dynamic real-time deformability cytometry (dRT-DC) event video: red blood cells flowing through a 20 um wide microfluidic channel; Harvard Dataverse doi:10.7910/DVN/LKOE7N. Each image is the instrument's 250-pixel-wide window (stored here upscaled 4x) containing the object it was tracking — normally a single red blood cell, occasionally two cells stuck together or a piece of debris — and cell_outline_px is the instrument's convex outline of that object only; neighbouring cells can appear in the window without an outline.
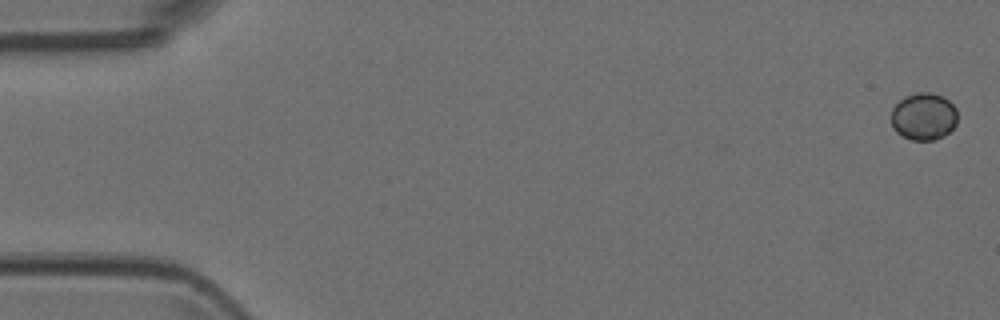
{"species": "Egyptian fruit bat (a non-hibernating species)", "species_latin": "Rousettus aegyptiacus", "temperature_condition": "room temperature", "stored_images_in_passage": 4, "camera_frame_rate_fps": 3000, "um_per_image_px": 0.085, "animal": {"sex": "female"}, "frame": {"image": 1, "passage_image": 1, "time_ms": 0.0, "image_size_px": [1000, 320], "cell_outline_px": [[956, 124], [944, 136], [936, 140], [912, 140], [896, 132], [892, 128], [892, 108], [904, 96], [916, 92], [932, 92], [944, 96], [956, 108]], "centroid_in_image_um": [78.51, 9.89], "position_along_channel_um": 6.5, "area_um2": 18.38}}